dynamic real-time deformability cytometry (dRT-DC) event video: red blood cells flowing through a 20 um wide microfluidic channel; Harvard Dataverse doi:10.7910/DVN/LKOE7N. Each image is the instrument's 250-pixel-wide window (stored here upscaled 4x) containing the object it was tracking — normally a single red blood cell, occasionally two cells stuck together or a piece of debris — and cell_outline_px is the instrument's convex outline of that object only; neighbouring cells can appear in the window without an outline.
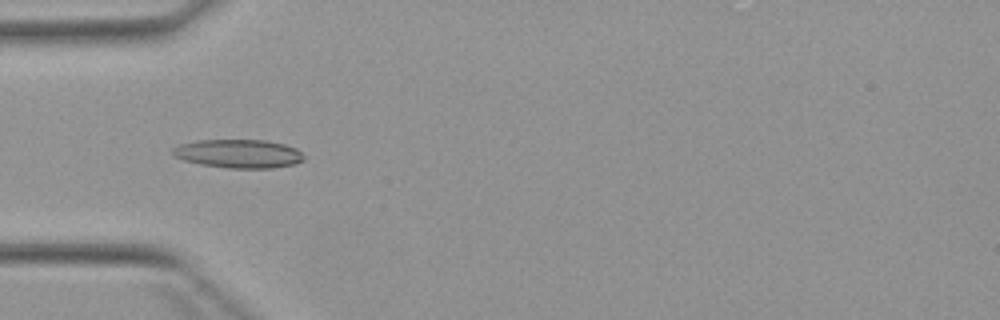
{"species": "Egyptian fruit bat (a non-hibernating species)", "species_latin": "Rousettus aegyptiacus", "temperature_condition": "warm", "stored_images_in_passage": 7, "camera_frame_rate_fps": 3000, "um_per_image_px": 0.085, "animal": {"sex": "female"}, "frame": {"image": 1, "passage_image": 5, "time_ms": 5.0, "image_size_px": [1000, 320], "cell_outline_px": [[304, 160], [292, 164], [272, 168], [228, 168], [200, 164], [184, 160], [172, 156], [172, 148], [180, 144], [196, 140], [264, 140], [284, 144], [296, 148], [304, 156]], "centroid_in_image_um": [20.24, 13.06], "position_along_channel_um": 64.8, "area_um2": 21.85}}
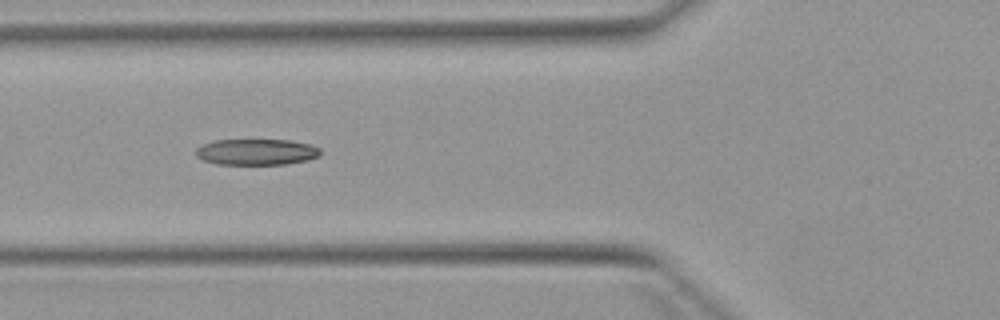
{"frame": {"image": 2, "passage_image": 6, "time_ms": 6.0, "image_size_px": [1000, 320], "cell_outline_px": [[320, 156], [308, 160], [284, 164], [216, 164], [204, 160], [196, 156], [196, 148], [212, 140], [292, 140], [312, 144], [320, 148]], "centroid_in_image_um": [21.83, 12.91], "position_along_channel_um": 104.0, "area_um2": 19.02}}
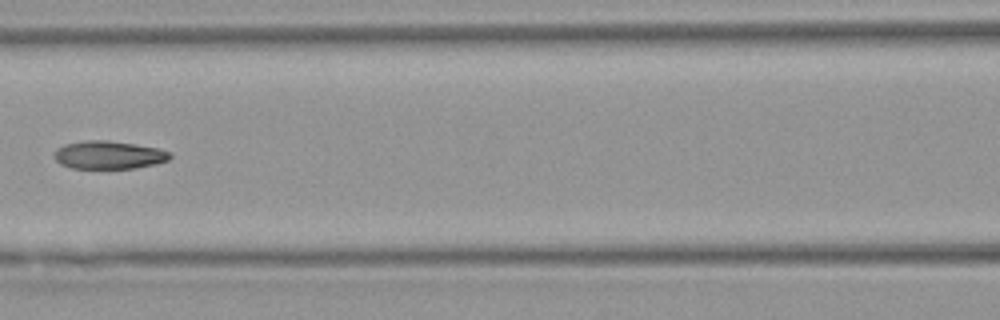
{"frame": {"image": 3, "passage_image": 7, "time_ms": 7.333, "image_size_px": [1000, 320], "cell_outline_px": [[172, 156], [168, 160], [156, 164], [132, 168], [72, 168], [60, 164], [56, 160], [56, 148], [64, 144], [84, 140], [108, 140], [136, 144], [160, 148], [172, 152]], "centroid_in_image_um": [9.28, 13.16], "position_along_channel_um": 157.3, "area_um2": 19.02}}